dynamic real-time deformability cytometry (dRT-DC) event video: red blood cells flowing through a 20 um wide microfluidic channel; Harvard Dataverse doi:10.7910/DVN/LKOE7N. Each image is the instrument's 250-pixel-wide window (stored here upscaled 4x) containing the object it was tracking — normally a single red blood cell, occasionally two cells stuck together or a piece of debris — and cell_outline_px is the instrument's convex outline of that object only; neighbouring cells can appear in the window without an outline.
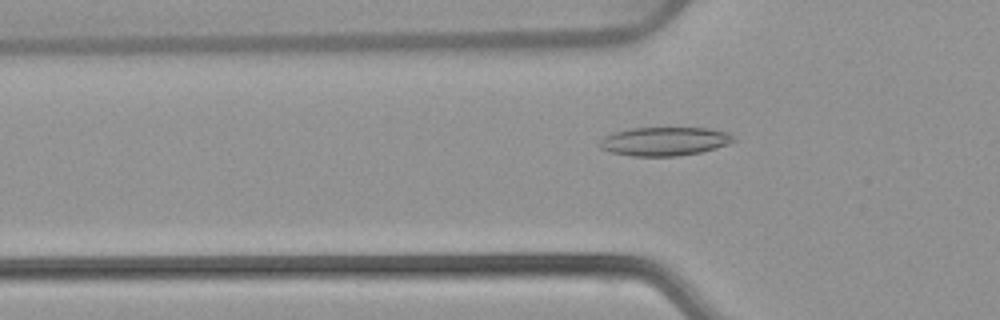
{"species": "common noctule bat (a hibernating species)", "species_latin": "Nyctalus noctula", "temperature_condition": "warm", "stored_images_in_passage": 40, "camera_frame_rate_fps": 3000, "um_per_image_px": 0.085, "animal": {"sex": "female", "body_mass_g": 22.7, "forearm_length_mm": 54.2}, "frame": {"image": 1, "passage_image": 5, "time_ms": 1.333, "image_size_px": [1000, 320], "cell_outline_px": [[736, 140], [728, 144], [716, 148], [700, 152], [676, 156], [632, 156], [612, 152], [600, 148], [600, 140], [604, 136], [612, 132], [632, 128], [712, 128], [732, 132]], "centroid_in_image_um": [56.53, 12.0], "position_along_channel_um": 69.3, "area_um2": 22.54}}
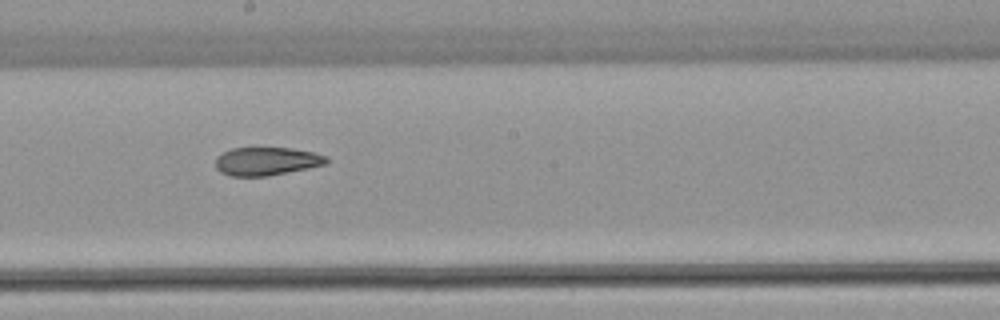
{"frame": {"image": 2, "passage_image": 17, "time_ms": 5.333, "image_size_px": [1000, 320], "cell_outline_px": [[328, 164], [268, 176], [232, 176], [220, 172], [216, 168], [216, 156], [232, 148], [292, 148], [312, 152], [328, 156]], "centroid_in_image_um": [22.67, 13.71], "position_along_channel_um": 225.5, "area_um2": 18.26}}
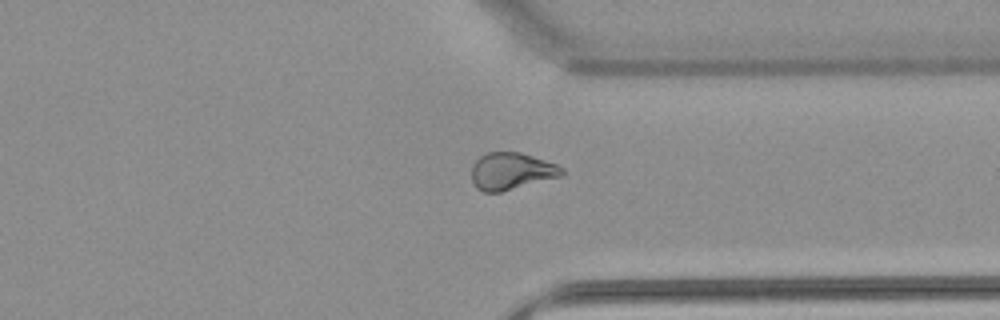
{"frame": {"image": 3, "passage_image": 28, "time_ms": 9.0, "image_size_px": [1000, 320], "cell_outline_px": [[564, 176], [500, 192], [484, 192], [476, 188], [472, 180], [472, 164], [480, 156], [488, 152], [520, 152], [556, 164], [564, 168]], "centroid_in_image_um": [43.48, 14.55], "position_along_channel_um": 367.9, "area_um2": 19.59}, "authors_computed_cell_mechanics": {"area_um2": 19.8254, "velocity_mm_per_s": 3.9029, "shape_relaxation_time_tau1_ms": null, "shape_relaxation_time_tau2_ms": 3.4376, "deformation_change_tau1": null, "deformation_change_tau2": 0.0891}}